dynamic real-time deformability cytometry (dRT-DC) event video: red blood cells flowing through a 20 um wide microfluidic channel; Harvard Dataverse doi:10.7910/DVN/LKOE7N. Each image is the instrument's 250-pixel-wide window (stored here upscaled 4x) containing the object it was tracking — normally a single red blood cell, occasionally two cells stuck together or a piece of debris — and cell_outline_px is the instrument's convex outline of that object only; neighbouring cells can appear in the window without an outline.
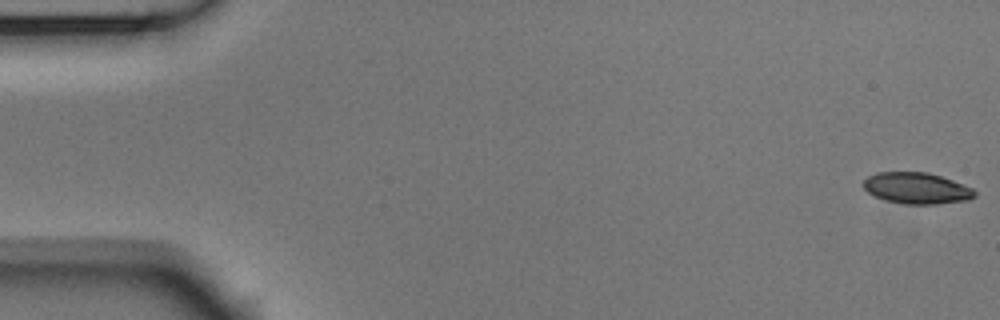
{"species": "Egyptian fruit bat (a non-hibernating species)", "species_latin": "Rousettus aegyptiacus", "temperature_condition": "room temperature", "stored_images_in_passage": 13, "camera_frame_rate_fps": 3000, "um_per_image_px": 0.085, "animal": {"sex": "male"}, "frame": {"image": 1, "passage_image": 1, "time_ms": 0.0, "image_size_px": [1000, 320], "cell_outline_px": [[976, 196], [968, 200], [936, 204], [904, 204], [884, 200], [868, 192], [864, 188], [864, 180], [868, 176], [876, 172], [928, 172], [952, 180], [972, 188], [976, 192]], "centroid_in_image_um": [77.92, 16.0], "position_along_channel_um": 7.1, "area_um2": 20.23}}